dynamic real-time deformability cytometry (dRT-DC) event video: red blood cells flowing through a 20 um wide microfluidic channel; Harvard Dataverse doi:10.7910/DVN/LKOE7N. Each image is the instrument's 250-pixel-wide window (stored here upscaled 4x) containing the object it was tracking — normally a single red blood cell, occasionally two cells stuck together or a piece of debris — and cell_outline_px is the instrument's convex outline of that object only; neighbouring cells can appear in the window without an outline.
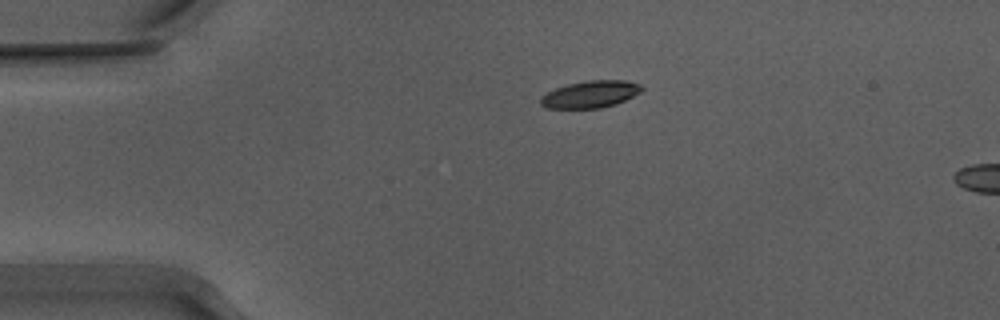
{"species": "Egyptian fruit bat (a non-hibernating species)", "species_latin": "Rousettus aegyptiacus", "temperature_condition": "warm", "stored_images_in_passage": 33, "camera_frame_rate_fps": 3000, "um_per_image_px": 0.085, "animal": {"sex": "male"}, "frame": {"image": 1, "passage_image": 1, "time_ms": 0.0, "image_size_px": [1000, 320], "cell_outline_px": [[644, 88], [640, 92], [616, 104], [600, 108], [548, 108], [540, 104], [540, 96], [556, 88], [568, 84], [588, 80], [624, 80], [640, 84]], "centroid_in_image_um": [50.18, 8.01], "position_along_channel_um": 34.8, "area_um2": 15.84}}
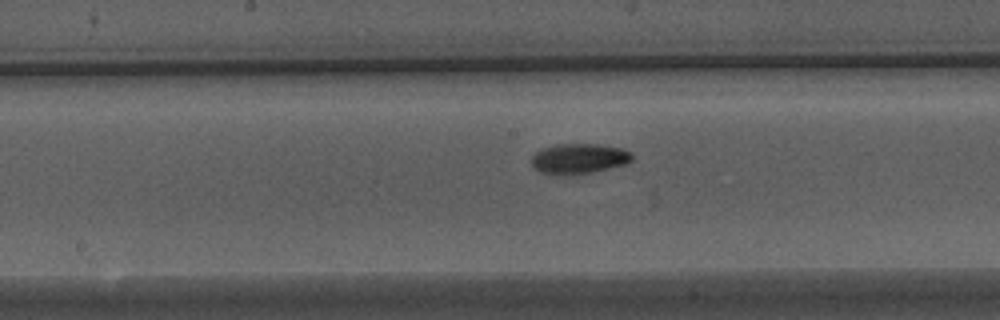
{"frame": {"image": 2, "passage_image": 17, "time_ms": 5.333, "image_size_px": [1000, 320], "cell_outline_px": [[632, 160], [624, 164], [592, 172], [540, 172], [532, 164], [532, 156], [540, 148], [556, 144], [596, 144], [620, 148], [632, 152]], "centroid_in_image_um": [49.23, 13.43], "position_along_channel_um": 199.0, "area_um2": 16.94}}
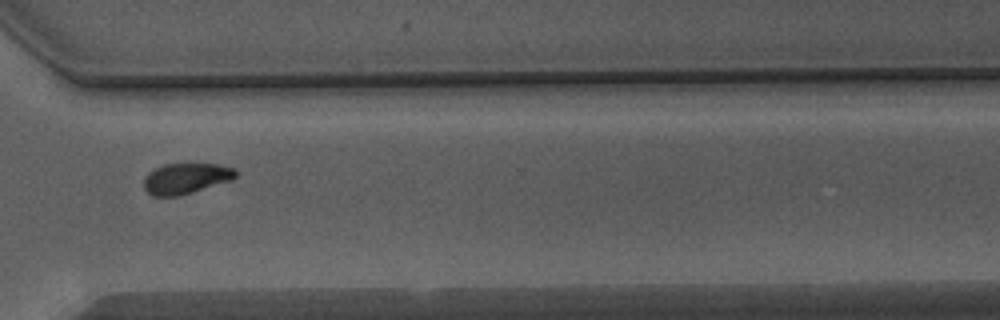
{"frame": {"image": 3, "passage_image": 29, "time_ms": 9.333, "image_size_px": [1000, 320], "cell_outline_px": [[236, 176], [232, 180], [180, 196], [152, 196], [144, 188], [144, 176], [148, 172], [164, 164], [220, 164], [236, 168]], "centroid_in_image_um": [15.81, 15.17], "position_along_channel_um": 354.8, "area_um2": 16.53}, "authors_computed_cell_mechanics": {"area_um2": 16.8198, "velocity_mm_per_s": 3.8907, "shape_relaxation_time_tau1_ms": 3.3374, "shape_relaxation_time_tau2_ms": 9.9543, "deformation_change_tau1": 0.1298, "deformation_change_tau2": 0.1295}}